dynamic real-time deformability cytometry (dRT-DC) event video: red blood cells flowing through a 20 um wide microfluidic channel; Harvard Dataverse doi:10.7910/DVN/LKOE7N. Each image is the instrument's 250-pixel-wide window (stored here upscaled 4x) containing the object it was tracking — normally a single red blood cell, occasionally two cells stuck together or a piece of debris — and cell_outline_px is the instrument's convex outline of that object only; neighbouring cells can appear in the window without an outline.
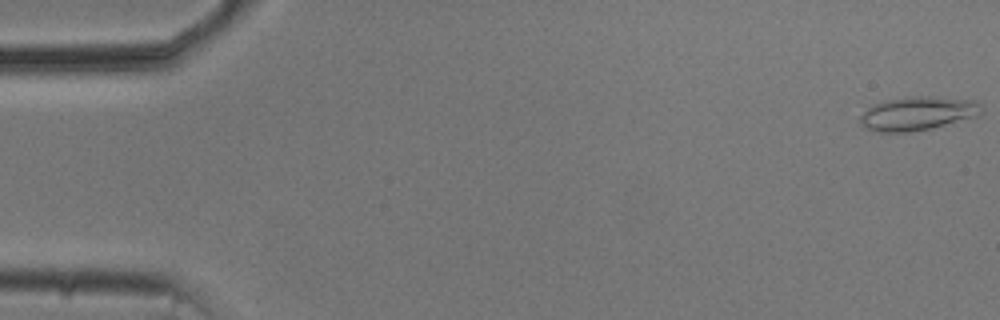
{"species": "common noctule bat (a hibernating species)", "species_latin": "Nyctalus noctula", "temperature_condition": "cold", "stored_images_in_passage": 54, "camera_frame_rate_fps": 3000, "um_per_image_px": 0.085, "animal": {"sex": "male", "body_mass_g": 20.5, "forearm_length_mm": 52.5}, "frame": {"image": 1, "passage_image": 1, "time_ms": 0.0, "image_size_px": [1000, 320], "cell_outline_px": [[980, 116], [932, 128], [908, 132], [880, 132], [868, 128], [860, 124], [856, 116], [872, 104], [888, 100], [916, 96], [928, 96], [976, 100], [980, 104]], "centroid_in_image_um": [77.97, 9.65], "position_along_channel_um": 7.0, "area_um2": 23.99}}
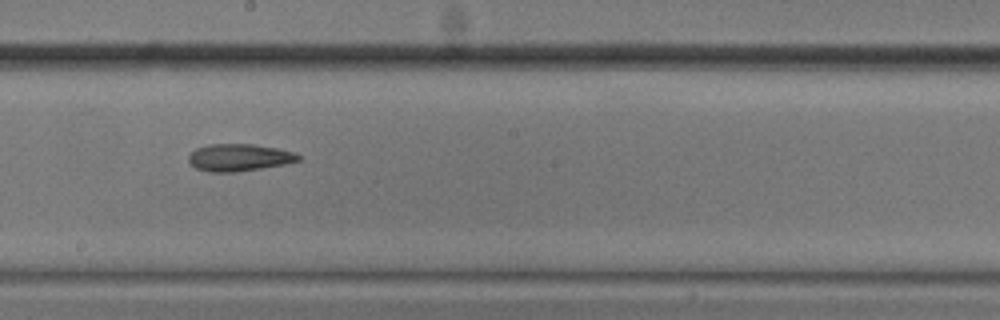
{"frame": {"image": 2, "passage_image": 30, "time_ms": 9.667, "image_size_px": [1000, 320], "cell_outline_px": [[300, 160], [284, 164], [236, 172], [208, 172], [196, 168], [188, 160], [188, 156], [196, 148], [208, 144], [252, 144], [276, 148], [296, 152], [300, 156]], "centroid_in_image_um": [20.31, 13.38], "position_along_channel_um": 227.9, "area_um2": 17.34}}
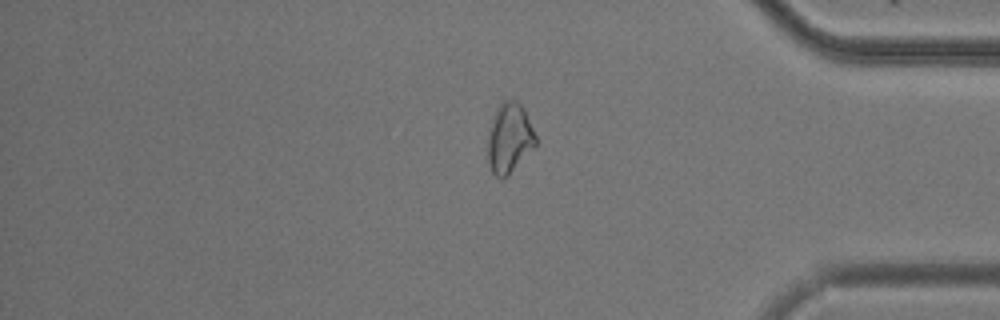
{"frame": {"image": 3, "passage_image": 45, "time_ms": 14.667, "image_size_px": [1000, 320], "cell_outline_px": [[536, 144], [508, 176], [496, 176], [492, 172], [488, 164], [488, 132], [492, 116], [500, 104], [504, 100], [516, 100], [524, 108], [536, 136]], "centroid_in_image_um": [43.28, 11.72], "position_along_channel_um": 391.9, "area_um2": 19.36}, "authors_computed_cell_mechanics": {"area_um2": 18.8139, "velocity_mm_per_s": 3.744, "shape_relaxation_time_tau1_ms": 5.7845, "shape_relaxation_time_tau2_ms": 5.3494, "deformation_change_tau1": 0.1242, "deformation_change_tau2": 0.1421}}